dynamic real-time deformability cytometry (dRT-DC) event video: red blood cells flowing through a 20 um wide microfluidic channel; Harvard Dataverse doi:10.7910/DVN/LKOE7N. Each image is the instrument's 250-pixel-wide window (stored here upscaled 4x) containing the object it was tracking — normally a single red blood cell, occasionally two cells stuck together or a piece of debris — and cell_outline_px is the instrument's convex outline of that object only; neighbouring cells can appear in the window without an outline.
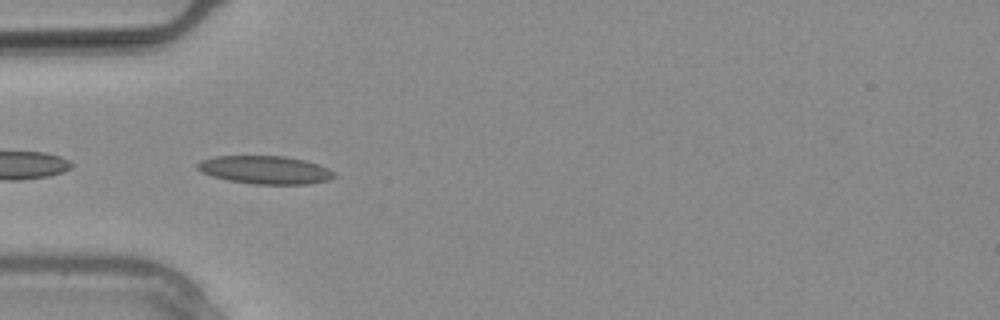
{"species": "common noctule bat (a hibernating species)", "species_latin": "Nyctalus noctula", "temperature_condition": "warm", "stored_images_in_passage": 20, "camera_frame_rate_fps": 3000, "um_per_image_px": 0.085, "animal": {"sex": "male", "body_mass_g": 20.4}, "frame": {"image": 1, "passage_image": 1, "time_ms": 0.0, "image_size_px": [1000, 320], "cell_outline_px": [[336, 176], [328, 180], [308, 184], [256, 184], [228, 180], [212, 176], [196, 168], [196, 164], [200, 160], [216, 156], [284, 156], [304, 160], [328, 168], [336, 172]], "centroid_in_image_um": [22.55, 14.44], "position_along_channel_um": 62.5, "area_um2": 22.31}}